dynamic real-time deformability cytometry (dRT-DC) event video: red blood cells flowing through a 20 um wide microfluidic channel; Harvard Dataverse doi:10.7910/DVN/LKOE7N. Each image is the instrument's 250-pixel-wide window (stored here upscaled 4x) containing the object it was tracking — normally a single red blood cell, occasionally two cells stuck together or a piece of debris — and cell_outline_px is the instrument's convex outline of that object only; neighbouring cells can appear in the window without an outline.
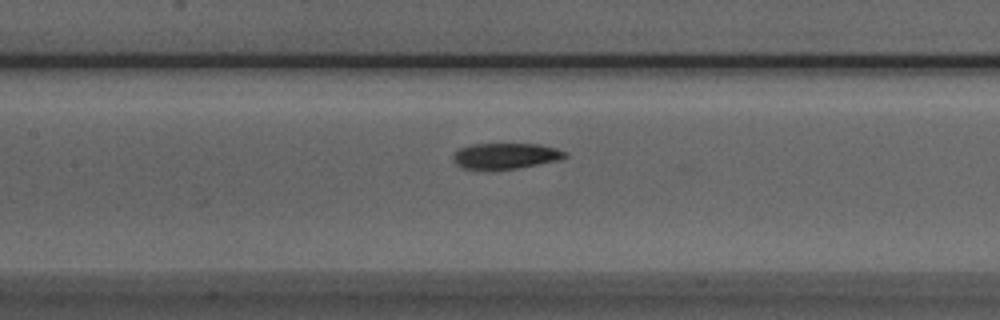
{"species": "Egyptian fruit bat (a non-hibernating species)", "species_latin": "Rousettus aegyptiacus", "temperature_condition": "room temperature", "stored_images_in_passage": 36, "camera_frame_rate_fps": 3000, "um_per_image_px": 0.085, "animal": {"sex": "male"}, "frame": {"image": 1, "passage_image": 12, "time_ms": 3.667, "image_size_px": [1000, 320], "cell_outline_px": [[568, 156], [560, 160], [516, 168], [464, 168], [456, 164], [452, 160], [452, 156], [460, 148], [468, 144], [536, 144], [556, 148], [568, 152]], "centroid_in_image_um": [43.0, 13.23], "position_along_channel_um": 164.4, "area_um2": 16.59}}
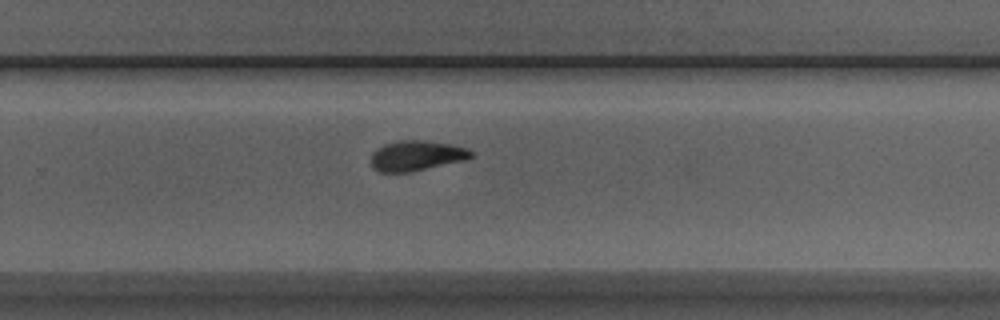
{"frame": {"image": 2, "passage_image": 22, "time_ms": 7.0, "image_size_px": [1000, 320], "cell_outline_px": [[472, 156], [468, 160], [408, 172], [380, 172], [372, 168], [372, 152], [376, 148], [384, 144], [400, 140], [428, 140], [452, 144], [468, 148], [472, 152]], "centroid_in_image_um": [35.42, 13.22], "position_along_channel_um": 294.4, "area_um2": 17.8}}
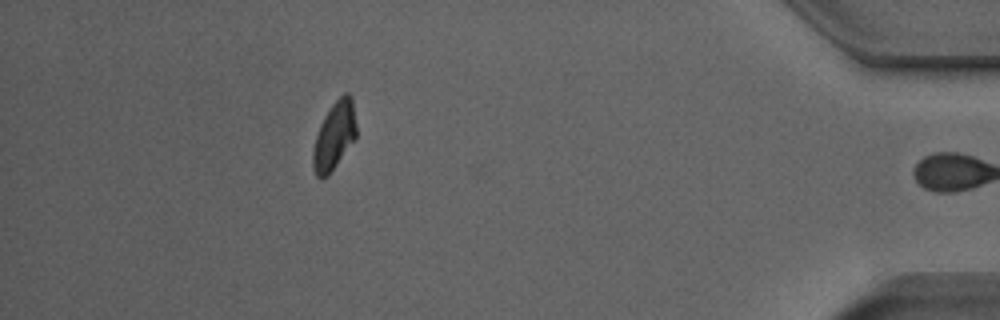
{"frame": {"image": 3, "passage_image": 35, "time_ms": 11.333, "image_size_px": [1000, 320], "cell_outline_px": [[356, 136], [328, 176], [316, 176], [312, 164], [312, 152], [316, 136], [320, 124], [324, 116], [332, 104], [344, 92], [348, 92], [352, 96], [356, 124]], "centroid_in_image_um": [28.41, 11.5], "position_along_channel_um": 406.8, "area_um2": 16.94}, "authors_computed_cell_mechanics": {"area_um2": 17.7157, "velocity_mm_per_s": 3.921, "shape_relaxation_time_tau1_ms": 4.391, "shape_relaxation_time_tau2_ms": 6.0602, "deformation_change_tau1": 0.1684, "deformation_change_tau2": 0.1129}}